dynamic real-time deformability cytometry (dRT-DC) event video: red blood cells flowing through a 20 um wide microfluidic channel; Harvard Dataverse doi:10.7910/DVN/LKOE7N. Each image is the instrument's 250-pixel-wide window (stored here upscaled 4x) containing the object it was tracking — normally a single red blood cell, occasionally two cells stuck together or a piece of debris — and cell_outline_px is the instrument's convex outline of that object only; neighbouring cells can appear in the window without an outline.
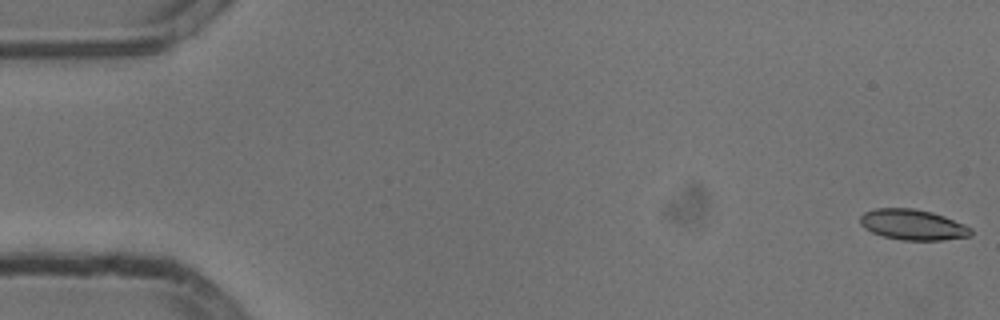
{"species": "common noctule bat (a hibernating species)", "species_latin": "Nyctalus noctula", "temperature_condition": "cold", "stored_images_in_passage": 54, "camera_frame_rate_fps": 3000, "um_per_image_px": 0.085, "animal": {"sex": "male", "body_mass_g": 13.3}, "frame": {"image": 1, "passage_image": 1, "time_ms": 0.0, "image_size_px": [1000, 320], "cell_outline_px": [[972, 236], [944, 240], [900, 240], [884, 236], [872, 232], [864, 228], [860, 224], [860, 216], [864, 212], [876, 208], [912, 208], [932, 212], [944, 216], [964, 224], [972, 228]], "centroid_in_image_um": [77.6, 19.1], "position_along_channel_um": 7.4, "area_um2": 19.83}}
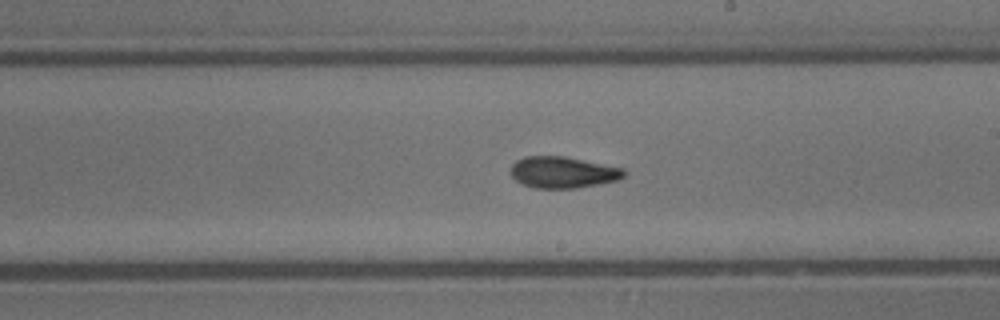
{"frame": {"image": 2, "passage_image": 31, "time_ms": 10.0, "image_size_px": [1000, 320], "cell_outline_px": [[624, 176], [620, 180], [576, 188], [532, 188], [520, 184], [512, 176], [512, 164], [516, 160], [524, 156], [564, 156], [624, 168]], "centroid_in_image_um": [47.83, 14.65], "position_along_channel_um": 241.2, "area_um2": 20.81}}
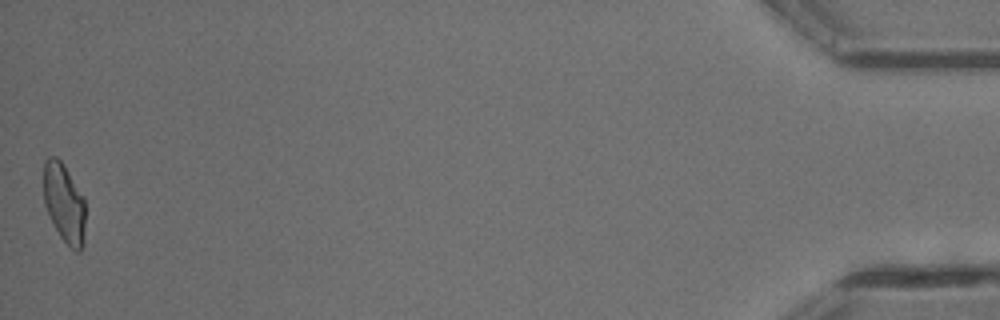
{"frame": {"image": 3, "passage_image": 54, "time_ms": 17.667, "image_size_px": [1000, 320], "cell_outline_px": [[84, 244], [80, 252], [76, 252], [60, 236], [44, 204], [44, 160], [48, 156], [56, 156], [60, 160], [84, 200]], "centroid_in_image_um": [5.44, 17.27], "position_along_channel_um": 429.8, "area_um2": 18.73}, "authors_computed_cell_mechanics": {"area_um2": 19.9699, "velocity_mm_per_s": 3.7896, "shape_relaxation_time_tau1_ms": 7.0216, "shape_relaxation_time_tau2_ms": 2.1351, "deformation_change_tau1": 0.1962, "deformation_change_tau2": 0.0935}}